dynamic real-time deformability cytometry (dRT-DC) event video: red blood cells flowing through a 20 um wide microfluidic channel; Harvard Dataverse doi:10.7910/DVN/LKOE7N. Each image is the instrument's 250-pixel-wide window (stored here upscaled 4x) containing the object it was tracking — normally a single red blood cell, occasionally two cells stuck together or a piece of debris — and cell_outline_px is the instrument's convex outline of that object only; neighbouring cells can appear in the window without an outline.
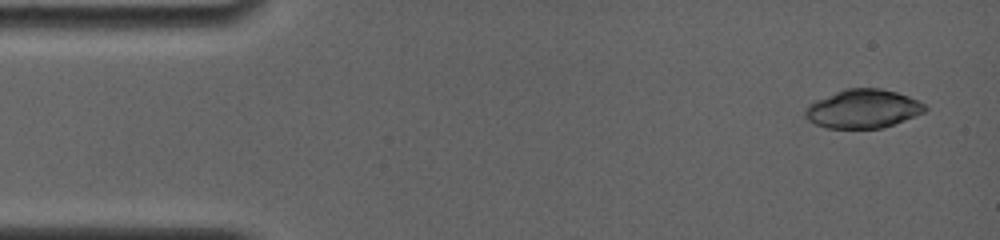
{"species": "common noctule bat (a hibernating species)", "species_latin": "Nyctalus noctula", "temperature_condition": "room temperature", "stored_images_in_passage": 4, "camera_frame_rate_fps": 4000, "um_per_image_px": 0.085, "animal": {"sex": "female", "body_mass_g": 19.0, "forearm_length_mm": 56.7}, "frame": {"image": 1, "passage_image": 1, "time_ms": 0.0, "image_size_px": [1000, 240], "cell_outline_px": [[928, 108], [924, 112], [916, 116], [884, 128], [828, 128], [816, 124], [808, 120], [804, 116], [804, 112], [808, 104], [816, 100], [844, 88], [880, 88], [896, 92], [908, 96], [924, 104]], "centroid_in_image_um": [73.35, 9.25], "position_along_channel_um": 11.7, "area_um2": 27.05}}